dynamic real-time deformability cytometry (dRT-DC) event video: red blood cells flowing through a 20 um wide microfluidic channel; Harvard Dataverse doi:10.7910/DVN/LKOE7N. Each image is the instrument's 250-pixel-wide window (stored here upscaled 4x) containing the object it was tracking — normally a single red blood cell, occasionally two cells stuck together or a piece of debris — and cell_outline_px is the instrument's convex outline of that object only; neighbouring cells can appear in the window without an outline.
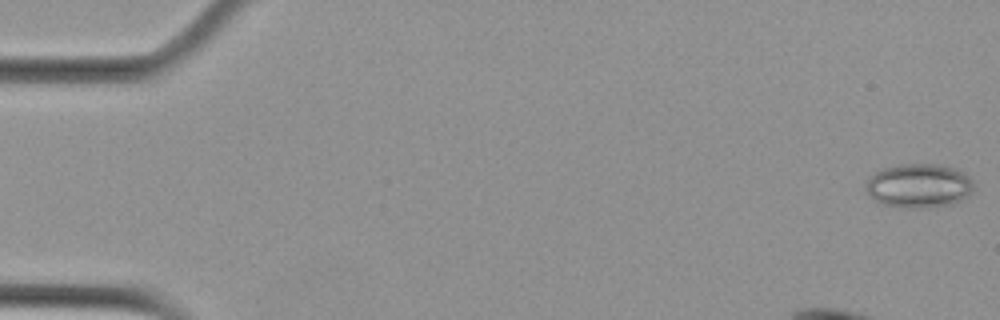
{"species": "Egyptian fruit bat (a non-hibernating species)", "species_latin": "Rousettus aegyptiacus", "temperature_condition": "cold", "stored_images_in_passage": 6, "camera_frame_rate_fps": 3000, "um_per_image_px": 0.085, "animal": {"sex": "female"}, "frame": {"image": 1, "passage_image": 1, "time_ms": 0.0, "image_size_px": [1000, 320], "cell_outline_px": [[972, 188], [960, 200], [952, 204], [928, 208], [900, 208], [880, 204], [872, 200], [864, 184], [876, 172], [884, 168], [900, 164], [936, 164], [956, 168], [964, 172], [972, 180]], "centroid_in_image_um": [78.06, 15.8], "position_along_channel_um": 6.9, "area_um2": 27.74}}